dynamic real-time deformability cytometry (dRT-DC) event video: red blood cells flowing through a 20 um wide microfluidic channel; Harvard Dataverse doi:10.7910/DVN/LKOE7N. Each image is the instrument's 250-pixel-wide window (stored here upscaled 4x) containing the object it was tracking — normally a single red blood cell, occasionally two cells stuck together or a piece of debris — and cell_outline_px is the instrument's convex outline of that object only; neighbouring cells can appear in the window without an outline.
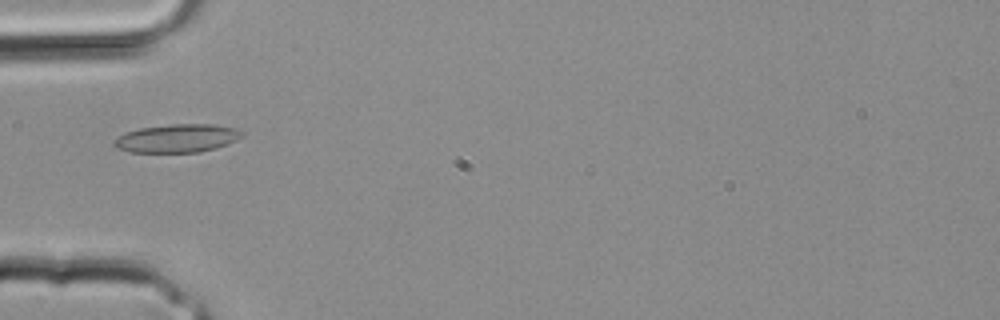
{"species": "common noctule bat (a hibernating species)", "species_latin": "Nyctalus noctula", "temperature_condition": "room temperature", "stored_images_in_passage": 24, "camera_frame_rate_fps": 3000, "um_per_image_px": 0.085, "animal": {"sex": "male", "body_mass_g": 20.4}, "frame": {"image": 1, "passage_image": 2, "time_ms": 0.333, "image_size_px": [1000, 320], "cell_outline_px": [[244, 136], [228, 144], [216, 148], [200, 152], [128, 152], [116, 148], [112, 144], [112, 140], [116, 136], [140, 128], [172, 124], [216, 124], [236, 128], [244, 132]], "centroid_in_image_um": [15.06, 11.75], "position_along_channel_um": 69.9, "area_um2": 21.33}}
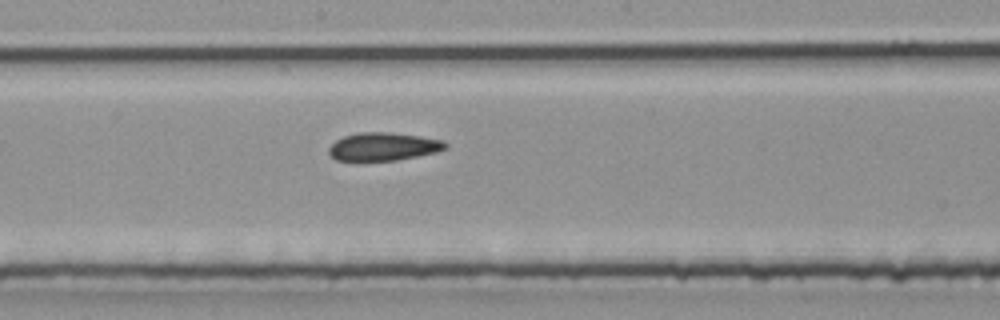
{"frame": {"image": 2, "passage_image": 9, "time_ms": 2.667, "image_size_px": [1000, 320], "cell_outline_px": [[448, 148], [436, 152], [396, 160], [336, 160], [328, 152], [328, 148], [336, 140], [344, 136], [360, 132], [388, 132], [420, 136], [444, 140], [448, 144]], "centroid_in_image_um": [32.61, 12.45], "position_along_channel_um": 215.6, "area_um2": 18.96}}
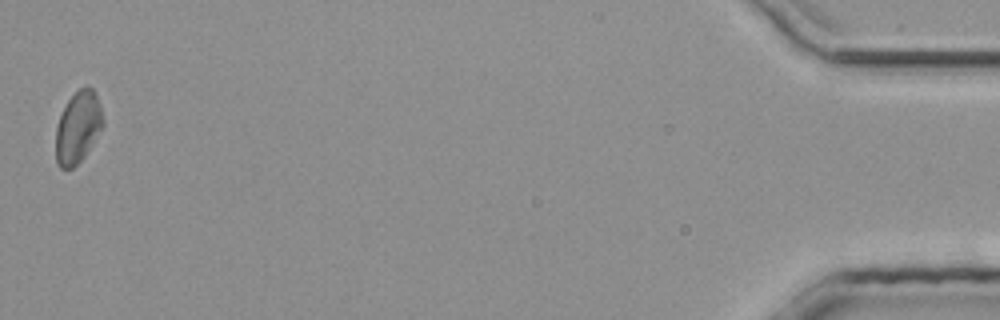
{"frame": {"image": 3, "passage_image": 24, "time_ms": 7.667, "image_size_px": [1000, 320], "cell_outline_px": [[104, 124], [84, 156], [72, 168], [60, 168], [56, 164], [56, 128], [60, 116], [68, 100], [84, 84], [88, 84], [96, 92], [100, 104], [104, 120]], "centroid_in_image_um": [6.63, 10.78], "position_along_channel_um": 428.6, "area_um2": 19.65}}